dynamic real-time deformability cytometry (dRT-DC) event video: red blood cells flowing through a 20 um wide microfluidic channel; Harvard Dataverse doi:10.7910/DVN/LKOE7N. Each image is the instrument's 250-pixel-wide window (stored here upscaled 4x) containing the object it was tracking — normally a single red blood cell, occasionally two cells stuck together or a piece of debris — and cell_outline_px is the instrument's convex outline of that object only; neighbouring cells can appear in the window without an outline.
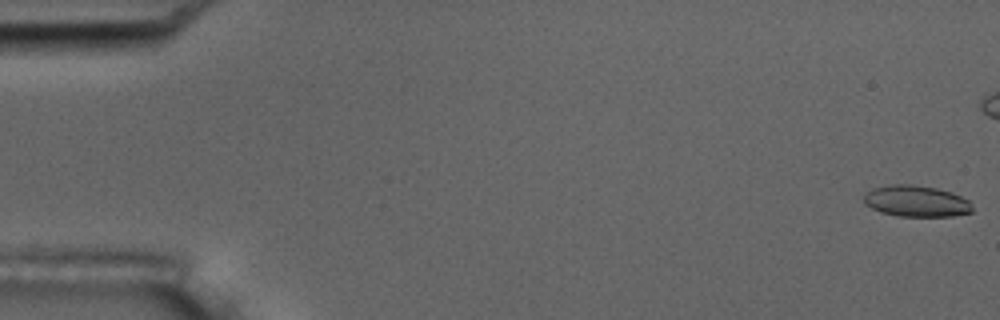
{"species": "common noctule bat (a hibernating species)", "species_latin": "Nyctalus noctula", "temperature_condition": "room temperature", "stored_images_in_passage": 7, "camera_frame_rate_fps": 3000, "um_per_image_px": 0.085, "animal": {"sex": "male", "body_mass_g": 17.5, "forearm_length_mm": 52.3}, "frame": {"image": 1, "passage_image": 1, "time_ms": 0.0, "image_size_px": [1000, 320], "cell_outline_px": [[972, 212], [952, 216], [900, 216], [880, 212], [864, 204], [864, 192], [872, 188], [892, 184], [912, 184], [936, 188], [952, 192], [968, 200], [972, 204]], "centroid_in_image_um": [77.86, 17.09], "position_along_channel_um": 7.1, "area_um2": 19.88}}